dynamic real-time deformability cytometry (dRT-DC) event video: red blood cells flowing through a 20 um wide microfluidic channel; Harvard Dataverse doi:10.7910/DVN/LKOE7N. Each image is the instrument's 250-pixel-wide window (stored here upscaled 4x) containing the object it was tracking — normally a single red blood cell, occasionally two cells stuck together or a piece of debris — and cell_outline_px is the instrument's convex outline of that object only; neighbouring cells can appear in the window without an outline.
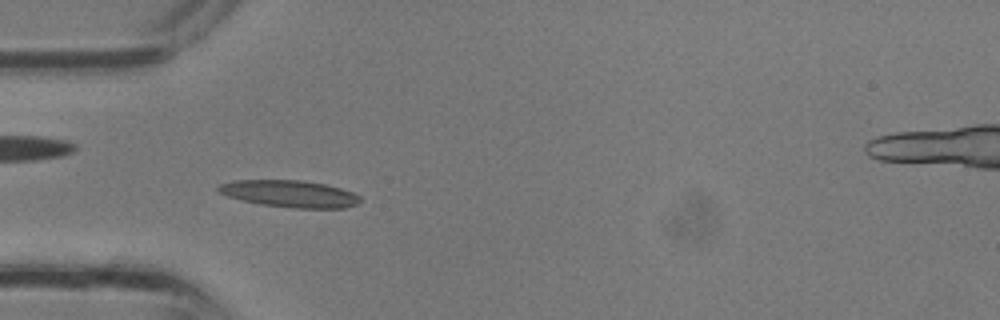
{"species": "common noctule bat (a hibernating species)", "species_latin": "Nyctalus noctula", "temperature_condition": "room temperature", "stored_images_in_passage": 34, "camera_frame_rate_fps": 3000, "um_per_image_px": 0.085, "animal": {"sex": "male", "body_mass_g": 13.3}, "frame": {"image": 1, "passage_image": 10, "time_ms": 3.0, "image_size_px": [1000, 320], "cell_outline_px": [[360, 200], [356, 204], [344, 208], [292, 208], [260, 204], [240, 200], [228, 196], [220, 192], [216, 188], [220, 184], [236, 180], [300, 180], [324, 184], [340, 188], [352, 192], [360, 196]], "centroid_in_image_um": [24.61, 16.47], "position_along_channel_um": 60.4, "area_um2": 22.14}}
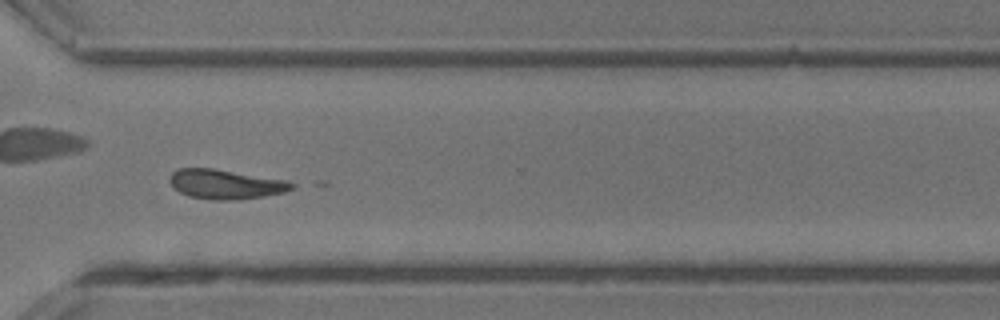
{"frame": {"image": 2, "passage_image": 25, "time_ms": 8.0, "image_size_px": [1000, 320], "cell_outline_px": [[296, 184], [292, 188], [284, 192], [264, 196], [240, 200], [208, 200], [188, 196], [180, 192], [168, 180], [168, 176], [176, 168], [212, 168], [288, 180]], "centroid_in_image_um": [19.16, 15.66], "position_along_channel_um": 351.4, "area_um2": 21.21}}